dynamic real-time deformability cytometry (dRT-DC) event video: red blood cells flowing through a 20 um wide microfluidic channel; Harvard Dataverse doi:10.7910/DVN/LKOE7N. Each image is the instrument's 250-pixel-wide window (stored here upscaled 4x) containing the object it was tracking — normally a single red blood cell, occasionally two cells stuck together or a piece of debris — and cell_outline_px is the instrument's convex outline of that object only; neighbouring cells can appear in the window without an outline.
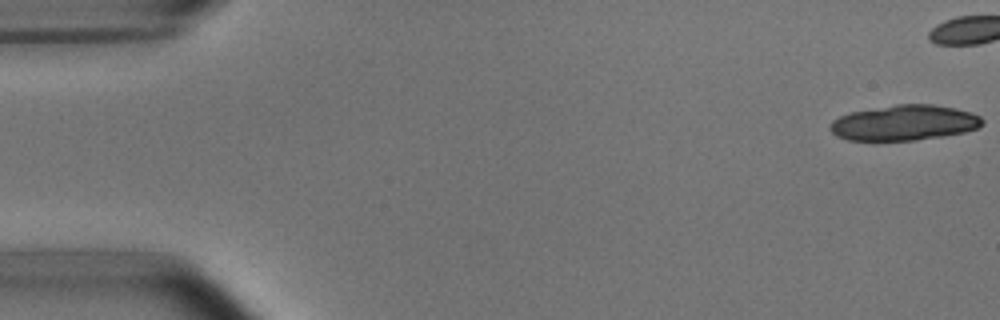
{"species": "common noctule bat (a hibernating species)", "species_latin": "Nyctalus noctula", "temperature_condition": "room temperature", "stored_images_in_passage": 8, "camera_frame_rate_fps": 3000, "um_per_image_px": 0.085, "animal": {"sex": "male", "body_mass_g": 15.6}, "frame": {"image": 1, "passage_image": 1, "time_ms": 0.0, "image_size_px": [1000, 320], "cell_outline_px": [[984, 124], [976, 128], [964, 132], [944, 136], [916, 140], [848, 140], [836, 136], [828, 128], [832, 120], [840, 116], [852, 112], [896, 104], [932, 104], [956, 108], [972, 112], [980, 116], [984, 120]], "centroid_in_image_um": [76.88, 10.43], "position_along_channel_um": 8.1, "area_um2": 31.44}}
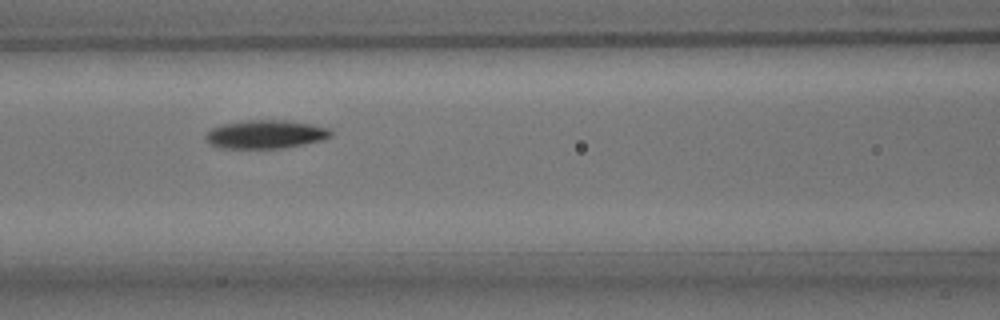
{"frame": {"image": 2, "passage_image": 7, "time_ms": 8.333, "image_size_px": [1000, 320], "cell_outline_px": [[332, 136], [324, 140], [284, 148], [220, 148], [208, 144], [204, 136], [212, 128], [224, 124], [244, 120], [284, 120], [312, 124], [328, 128], [332, 132]], "centroid_in_image_um": [22.58, 11.42], "position_along_channel_um": 144.0, "area_um2": 20.87}}